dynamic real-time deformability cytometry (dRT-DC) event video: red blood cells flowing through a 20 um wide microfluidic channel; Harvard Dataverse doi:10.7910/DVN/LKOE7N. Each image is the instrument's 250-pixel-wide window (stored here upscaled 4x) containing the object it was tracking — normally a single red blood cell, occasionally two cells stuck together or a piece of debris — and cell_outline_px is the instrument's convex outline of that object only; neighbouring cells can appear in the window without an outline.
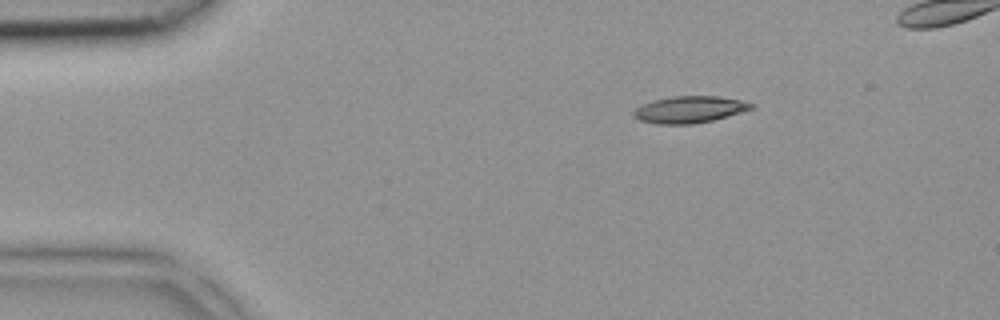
{"species": "common noctule bat (a hibernating species)", "species_latin": "Nyctalus noctula", "temperature_condition": "room temperature", "stored_images_in_passage": 3, "camera_frame_rate_fps": 3000, "um_per_image_px": 0.085, "animal": {"sex": "female", "body_mass_g": 18.4}, "frame": {"image": 1, "passage_image": 1, "time_ms": 0.0, "image_size_px": [1000, 320], "cell_outline_px": [[756, 104], [752, 108], [740, 112], [712, 120], [692, 124], [656, 124], [640, 120], [632, 116], [632, 112], [636, 108], [652, 100], [672, 96], [720, 96], [740, 100]], "centroid_in_image_um": [58.57, 9.3], "position_along_channel_um": 26.4, "area_um2": 18.26}}